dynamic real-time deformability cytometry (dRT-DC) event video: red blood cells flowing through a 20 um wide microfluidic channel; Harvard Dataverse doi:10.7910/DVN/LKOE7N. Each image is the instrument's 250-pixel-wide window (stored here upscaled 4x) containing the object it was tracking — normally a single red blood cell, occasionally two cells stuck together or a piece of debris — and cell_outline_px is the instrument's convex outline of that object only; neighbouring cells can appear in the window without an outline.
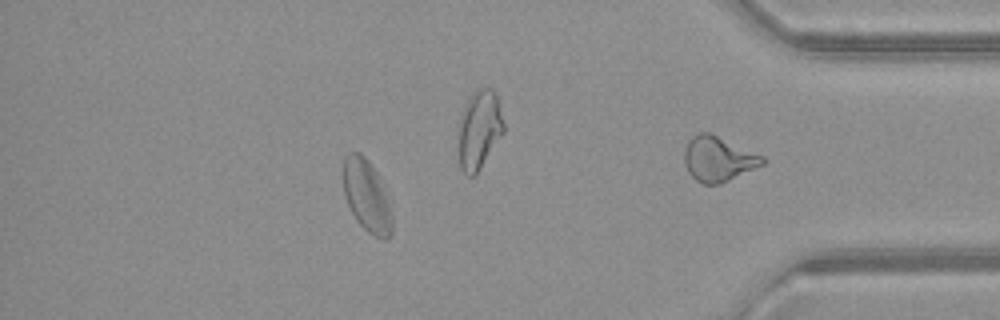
{"species": "common noctule bat (a hibernating species)", "species_latin": "Nyctalus noctula", "temperature_condition": "warm", "stored_images_in_passage": 53, "camera_frame_rate_fps": 3000, "um_per_image_px": 0.085, "animal": {"sex": "female", "body_mass_g": 21.9}, "frame": {"image": 1, "passage_image": 46, "time_ms": 15.0, "image_size_px": [1000, 320], "cell_outline_px": [[392, 236], [388, 240], [384, 240], [368, 232], [356, 220], [344, 196], [344, 156], [348, 152], [360, 152], [368, 160], [376, 172], [384, 192], [392, 216]], "centroid_in_image_um": [31.16, 16.67], "position_along_channel_um": 404.0, "area_um2": 20.17}, "authors_computed_cell_mechanics": {"area_um2": 20.4612, "velocity_mm_per_s": 4.0567, "shape_relaxation_time_tau1_ms": null, "shape_relaxation_time_tau2_ms": 3.0575, "deformation_change_tau1": null, "deformation_change_tau2": 0.0992}}